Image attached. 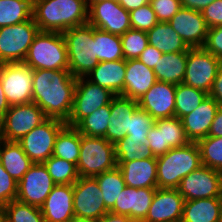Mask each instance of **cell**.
I'll return each instance as SVG.
<instances>
[{"label": "cell", "mask_w": 222, "mask_h": 222, "mask_svg": "<svg viewBox=\"0 0 222 222\" xmlns=\"http://www.w3.org/2000/svg\"><path fill=\"white\" fill-rule=\"evenodd\" d=\"M220 222H222V209H221V214H220Z\"/></svg>", "instance_id": "61"}, {"label": "cell", "mask_w": 222, "mask_h": 222, "mask_svg": "<svg viewBox=\"0 0 222 222\" xmlns=\"http://www.w3.org/2000/svg\"><path fill=\"white\" fill-rule=\"evenodd\" d=\"M96 222H134L129 216L113 214L107 212L103 217H101Z\"/></svg>", "instance_id": "54"}, {"label": "cell", "mask_w": 222, "mask_h": 222, "mask_svg": "<svg viewBox=\"0 0 222 222\" xmlns=\"http://www.w3.org/2000/svg\"><path fill=\"white\" fill-rule=\"evenodd\" d=\"M208 136L222 137V106L216 112Z\"/></svg>", "instance_id": "52"}, {"label": "cell", "mask_w": 222, "mask_h": 222, "mask_svg": "<svg viewBox=\"0 0 222 222\" xmlns=\"http://www.w3.org/2000/svg\"><path fill=\"white\" fill-rule=\"evenodd\" d=\"M0 162L17 183L33 164L18 142L5 140L0 143Z\"/></svg>", "instance_id": "28"}, {"label": "cell", "mask_w": 222, "mask_h": 222, "mask_svg": "<svg viewBox=\"0 0 222 222\" xmlns=\"http://www.w3.org/2000/svg\"><path fill=\"white\" fill-rule=\"evenodd\" d=\"M66 125L61 120L47 118L18 143L33 163H44L52 156L56 137Z\"/></svg>", "instance_id": "11"}, {"label": "cell", "mask_w": 222, "mask_h": 222, "mask_svg": "<svg viewBox=\"0 0 222 222\" xmlns=\"http://www.w3.org/2000/svg\"><path fill=\"white\" fill-rule=\"evenodd\" d=\"M168 23L189 48L204 47L208 27L201 11L181 8Z\"/></svg>", "instance_id": "17"}, {"label": "cell", "mask_w": 222, "mask_h": 222, "mask_svg": "<svg viewBox=\"0 0 222 222\" xmlns=\"http://www.w3.org/2000/svg\"><path fill=\"white\" fill-rule=\"evenodd\" d=\"M23 63L33 70L69 69L67 48L62 33L39 31Z\"/></svg>", "instance_id": "5"}, {"label": "cell", "mask_w": 222, "mask_h": 222, "mask_svg": "<svg viewBox=\"0 0 222 222\" xmlns=\"http://www.w3.org/2000/svg\"><path fill=\"white\" fill-rule=\"evenodd\" d=\"M39 31L33 17L15 25L0 27V64L23 62Z\"/></svg>", "instance_id": "7"}, {"label": "cell", "mask_w": 222, "mask_h": 222, "mask_svg": "<svg viewBox=\"0 0 222 222\" xmlns=\"http://www.w3.org/2000/svg\"><path fill=\"white\" fill-rule=\"evenodd\" d=\"M104 1V0H85L87 7H89L91 4Z\"/></svg>", "instance_id": "59"}, {"label": "cell", "mask_w": 222, "mask_h": 222, "mask_svg": "<svg viewBox=\"0 0 222 222\" xmlns=\"http://www.w3.org/2000/svg\"><path fill=\"white\" fill-rule=\"evenodd\" d=\"M126 60L99 62L94 69L85 76L90 82L109 89L115 95H121L124 89Z\"/></svg>", "instance_id": "26"}, {"label": "cell", "mask_w": 222, "mask_h": 222, "mask_svg": "<svg viewBox=\"0 0 222 222\" xmlns=\"http://www.w3.org/2000/svg\"><path fill=\"white\" fill-rule=\"evenodd\" d=\"M221 65L222 61L204 47L189 48L182 83L209 94Z\"/></svg>", "instance_id": "8"}, {"label": "cell", "mask_w": 222, "mask_h": 222, "mask_svg": "<svg viewBox=\"0 0 222 222\" xmlns=\"http://www.w3.org/2000/svg\"><path fill=\"white\" fill-rule=\"evenodd\" d=\"M129 13L130 24L133 29L147 32L159 22L150 3L131 10Z\"/></svg>", "instance_id": "44"}, {"label": "cell", "mask_w": 222, "mask_h": 222, "mask_svg": "<svg viewBox=\"0 0 222 222\" xmlns=\"http://www.w3.org/2000/svg\"><path fill=\"white\" fill-rule=\"evenodd\" d=\"M81 134L75 127L66 125L57 135L53 156L77 165L80 154Z\"/></svg>", "instance_id": "31"}, {"label": "cell", "mask_w": 222, "mask_h": 222, "mask_svg": "<svg viewBox=\"0 0 222 222\" xmlns=\"http://www.w3.org/2000/svg\"><path fill=\"white\" fill-rule=\"evenodd\" d=\"M146 138L148 139L147 144L153 155L155 157L163 155L162 130H159L155 125H153V127L149 130Z\"/></svg>", "instance_id": "49"}, {"label": "cell", "mask_w": 222, "mask_h": 222, "mask_svg": "<svg viewBox=\"0 0 222 222\" xmlns=\"http://www.w3.org/2000/svg\"><path fill=\"white\" fill-rule=\"evenodd\" d=\"M4 221V207L0 205V222Z\"/></svg>", "instance_id": "58"}, {"label": "cell", "mask_w": 222, "mask_h": 222, "mask_svg": "<svg viewBox=\"0 0 222 222\" xmlns=\"http://www.w3.org/2000/svg\"><path fill=\"white\" fill-rule=\"evenodd\" d=\"M5 222H45L41 208L21 203L17 200L10 201L4 206Z\"/></svg>", "instance_id": "41"}, {"label": "cell", "mask_w": 222, "mask_h": 222, "mask_svg": "<svg viewBox=\"0 0 222 222\" xmlns=\"http://www.w3.org/2000/svg\"><path fill=\"white\" fill-rule=\"evenodd\" d=\"M157 187L177 189L180 181L201 164L200 150L196 142L172 148L156 158Z\"/></svg>", "instance_id": "3"}, {"label": "cell", "mask_w": 222, "mask_h": 222, "mask_svg": "<svg viewBox=\"0 0 222 222\" xmlns=\"http://www.w3.org/2000/svg\"><path fill=\"white\" fill-rule=\"evenodd\" d=\"M94 43L99 62L124 59L120 36L94 27Z\"/></svg>", "instance_id": "34"}, {"label": "cell", "mask_w": 222, "mask_h": 222, "mask_svg": "<svg viewBox=\"0 0 222 222\" xmlns=\"http://www.w3.org/2000/svg\"><path fill=\"white\" fill-rule=\"evenodd\" d=\"M95 178L102 192L105 207L110 211L114 207L117 197L120 196L122 189L126 186L123 174L117 166L110 171H105L100 175L95 176Z\"/></svg>", "instance_id": "33"}, {"label": "cell", "mask_w": 222, "mask_h": 222, "mask_svg": "<svg viewBox=\"0 0 222 222\" xmlns=\"http://www.w3.org/2000/svg\"><path fill=\"white\" fill-rule=\"evenodd\" d=\"M111 115L110 104L100 107L92 114L82 118L74 127L80 134L90 137H103L106 134Z\"/></svg>", "instance_id": "37"}, {"label": "cell", "mask_w": 222, "mask_h": 222, "mask_svg": "<svg viewBox=\"0 0 222 222\" xmlns=\"http://www.w3.org/2000/svg\"><path fill=\"white\" fill-rule=\"evenodd\" d=\"M117 162H129L137 159L157 158L153 155L148 144L127 137L114 144Z\"/></svg>", "instance_id": "39"}, {"label": "cell", "mask_w": 222, "mask_h": 222, "mask_svg": "<svg viewBox=\"0 0 222 222\" xmlns=\"http://www.w3.org/2000/svg\"><path fill=\"white\" fill-rule=\"evenodd\" d=\"M182 8L202 11L215 0H180Z\"/></svg>", "instance_id": "53"}, {"label": "cell", "mask_w": 222, "mask_h": 222, "mask_svg": "<svg viewBox=\"0 0 222 222\" xmlns=\"http://www.w3.org/2000/svg\"><path fill=\"white\" fill-rule=\"evenodd\" d=\"M117 167L114 144L103 137L81 134L77 170L80 177H95Z\"/></svg>", "instance_id": "6"}, {"label": "cell", "mask_w": 222, "mask_h": 222, "mask_svg": "<svg viewBox=\"0 0 222 222\" xmlns=\"http://www.w3.org/2000/svg\"><path fill=\"white\" fill-rule=\"evenodd\" d=\"M88 23L102 31L122 36L130 30V13L118 0H104L88 7Z\"/></svg>", "instance_id": "14"}, {"label": "cell", "mask_w": 222, "mask_h": 222, "mask_svg": "<svg viewBox=\"0 0 222 222\" xmlns=\"http://www.w3.org/2000/svg\"><path fill=\"white\" fill-rule=\"evenodd\" d=\"M10 105L7 102L3 87H2V82L0 79V118L2 119L5 116V113L9 110Z\"/></svg>", "instance_id": "56"}, {"label": "cell", "mask_w": 222, "mask_h": 222, "mask_svg": "<svg viewBox=\"0 0 222 222\" xmlns=\"http://www.w3.org/2000/svg\"><path fill=\"white\" fill-rule=\"evenodd\" d=\"M68 54L69 71L85 77L99 63L94 43V27L89 23L72 27L62 33Z\"/></svg>", "instance_id": "4"}, {"label": "cell", "mask_w": 222, "mask_h": 222, "mask_svg": "<svg viewBox=\"0 0 222 222\" xmlns=\"http://www.w3.org/2000/svg\"><path fill=\"white\" fill-rule=\"evenodd\" d=\"M176 85L157 81L138 100V106L148 112L155 120L175 116Z\"/></svg>", "instance_id": "20"}, {"label": "cell", "mask_w": 222, "mask_h": 222, "mask_svg": "<svg viewBox=\"0 0 222 222\" xmlns=\"http://www.w3.org/2000/svg\"><path fill=\"white\" fill-rule=\"evenodd\" d=\"M184 201L177 189L156 188L148 214L142 222H181Z\"/></svg>", "instance_id": "19"}, {"label": "cell", "mask_w": 222, "mask_h": 222, "mask_svg": "<svg viewBox=\"0 0 222 222\" xmlns=\"http://www.w3.org/2000/svg\"><path fill=\"white\" fill-rule=\"evenodd\" d=\"M159 22L169 20L182 8L180 0H149Z\"/></svg>", "instance_id": "45"}, {"label": "cell", "mask_w": 222, "mask_h": 222, "mask_svg": "<svg viewBox=\"0 0 222 222\" xmlns=\"http://www.w3.org/2000/svg\"><path fill=\"white\" fill-rule=\"evenodd\" d=\"M114 96L109 89L96 85L85 77L77 78L73 107L66 124L74 127L82 118L110 104Z\"/></svg>", "instance_id": "10"}, {"label": "cell", "mask_w": 222, "mask_h": 222, "mask_svg": "<svg viewBox=\"0 0 222 222\" xmlns=\"http://www.w3.org/2000/svg\"><path fill=\"white\" fill-rule=\"evenodd\" d=\"M154 125L162 130L163 155L172 148L185 146L190 142L186 137L181 119L175 116L156 119Z\"/></svg>", "instance_id": "32"}, {"label": "cell", "mask_w": 222, "mask_h": 222, "mask_svg": "<svg viewBox=\"0 0 222 222\" xmlns=\"http://www.w3.org/2000/svg\"><path fill=\"white\" fill-rule=\"evenodd\" d=\"M222 197L184 201L181 222H220Z\"/></svg>", "instance_id": "27"}, {"label": "cell", "mask_w": 222, "mask_h": 222, "mask_svg": "<svg viewBox=\"0 0 222 222\" xmlns=\"http://www.w3.org/2000/svg\"><path fill=\"white\" fill-rule=\"evenodd\" d=\"M76 80L69 69L33 70L32 102L43 110L47 118L66 123L73 107Z\"/></svg>", "instance_id": "1"}, {"label": "cell", "mask_w": 222, "mask_h": 222, "mask_svg": "<svg viewBox=\"0 0 222 222\" xmlns=\"http://www.w3.org/2000/svg\"><path fill=\"white\" fill-rule=\"evenodd\" d=\"M155 119L145 110L138 107L131 116L129 124V139L140 140L141 144H147V135L153 127Z\"/></svg>", "instance_id": "43"}, {"label": "cell", "mask_w": 222, "mask_h": 222, "mask_svg": "<svg viewBox=\"0 0 222 222\" xmlns=\"http://www.w3.org/2000/svg\"><path fill=\"white\" fill-rule=\"evenodd\" d=\"M118 2L125 10L130 12L149 3V0H118Z\"/></svg>", "instance_id": "55"}, {"label": "cell", "mask_w": 222, "mask_h": 222, "mask_svg": "<svg viewBox=\"0 0 222 222\" xmlns=\"http://www.w3.org/2000/svg\"><path fill=\"white\" fill-rule=\"evenodd\" d=\"M155 191L156 188L125 186L109 212L129 216L134 222H142L148 214Z\"/></svg>", "instance_id": "18"}, {"label": "cell", "mask_w": 222, "mask_h": 222, "mask_svg": "<svg viewBox=\"0 0 222 222\" xmlns=\"http://www.w3.org/2000/svg\"><path fill=\"white\" fill-rule=\"evenodd\" d=\"M148 44L164 53L188 52L189 47L168 22H158L147 31Z\"/></svg>", "instance_id": "30"}, {"label": "cell", "mask_w": 222, "mask_h": 222, "mask_svg": "<svg viewBox=\"0 0 222 222\" xmlns=\"http://www.w3.org/2000/svg\"><path fill=\"white\" fill-rule=\"evenodd\" d=\"M157 82L153 69L138 59L126 60L122 96L138 101Z\"/></svg>", "instance_id": "24"}, {"label": "cell", "mask_w": 222, "mask_h": 222, "mask_svg": "<svg viewBox=\"0 0 222 222\" xmlns=\"http://www.w3.org/2000/svg\"><path fill=\"white\" fill-rule=\"evenodd\" d=\"M204 48L222 61V26L208 28Z\"/></svg>", "instance_id": "47"}, {"label": "cell", "mask_w": 222, "mask_h": 222, "mask_svg": "<svg viewBox=\"0 0 222 222\" xmlns=\"http://www.w3.org/2000/svg\"><path fill=\"white\" fill-rule=\"evenodd\" d=\"M209 94L180 83L176 85L175 93V117L181 119L193 112L206 99Z\"/></svg>", "instance_id": "36"}, {"label": "cell", "mask_w": 222, "mask_h": 222, "mask_svg": "<svg viewBox=\"0 0 222 222\" xmlns=\"http://www.w3.org/2000/svg\"><path fill=\"white\" fill-rule=\"evenodd\" d=\"M3 141L2 137V127H1V118H0V143Z\"/></svg>", "instance_id": "60"}, {"label": "cell", "mask_w": 222, "mask_h": 222, "mask_svg": "<svg viewBox=\"0 0 222 222\" xmlns=\"http://www.w3.org/2000/svg\"><path fill=\"white\" fill-rule=\"evenodd\" d=\"M209 96L222 106V65L218 69Z\"/></svg>", "instance_id": "51"}, {"label": "cell", "mask_w": 222, "mask_h": 222, "mask_svg": "<svg viewBox=\"0 0 222 222\" xmlns=\"http://www.w3.org/2000/svg\"><path fill=\"white\" fill-rule=\"evenodd\" d=\"M177 190L185 201L222 197V172L202 165L185 176Z\"/></svg>", "instance_id": "16"}, {"label": "cell", "mask_w": 222, "mask_h": 222, "mask_svg": "<svg viewBox=\"0 0 222 222\" xmlns=\"http://www.w3.org/2000/svg\"><path fill=\"white\" fill-rule=\"evenodd\" d=\"M18 183L6 172L0 162V205L16 200Z\"/></svg>", "instance_id": "46"}, {"label": "cell", "mask_w": 222, "mask_h": 222, "mask_svg": "<svg viewBox=\"0 0 222 222\" xmlns=\"http://www.w3.org/2000/svg\"><path fill=\"white\" fill-rule=\"evenodd\" d=\"M162 55L163 53L161 51H158L154 46L148 44L146 49L140 54L138 60L143 62L147 67L154 69Z\"/></svg>", "instance_id": "50"}, {"label": "cell", "mask_w": 222, "mask_h": 222, "mask_svg": "<svg viewBox=\"0 0 222 222\" xmlns=\"http://www.w3.org/2000/svg\"><path fill=\"white\" fill-rule=\"evenodd\" d=\"M138 101L122 95H115L110 103V122L104 138L116 144L129 134L130 119L138 108Z\"/></svg>", "instance_id": "21"}, {"label": "cell", "mask_w": 222, "mask_h": 222, "mask_svg": "<svg viewBox=\"0 0 222 222\" xmlns=\"http://www.w3.org/2000/svg\"><path fill=\"white\" fill-rule=\"evenodd\" d=\"M46 119L43 110L34 102L10 106L1 119L3 140L18 142Z\"/></svg>", "instance_id": "12"}, {"label": "cell", "mask_w": 222, "mask_h": 222, "mask_svg": "<svg viewBox=\"0 0 222 222\" xmlns=\"http://www.w3.org/2000/svg\"><path fill=\"white\" fill-rule=\"evenodd\" d=\"M196 143L200 150L201 164L222 172V137L207 136Z\"/></svg>", "instance_id": "40"}, {"label": "cell", "mask_w": 222, "mask_h": 222, "mask_svg": "<svg viewBox=\"0 0 222 222\" xmlns=\"http://www.w3.org/2000/svg\"><path fill=\"white\" fill-rule=\"evenodd\" d=\"M117 166L123 174L126 186L134 188H158L156 158L117 162Z\"/></svg>", "instance_id": "25"}, {"label": "cell", "mask_w": 222, "mask_h": 222, "mask_svg": "<svg viewBox=\"0 0 222 222\" xmlns=\"http://www.w3.org/2000/svg\"><path fill=\"white\" fill-rule=\"evenodd\" d=\"M70 222H96V221H93V220H85V219H81V218L74 217Z\"/></svg>", "instance_id": "57"}, {"label": "cell", "mask_w": 222, "mask_h": 222, "mask_svg": "<svg viewBox=\"0 0 222 222\" xmlns=\"http://www.w3.org/2000/svg\"><path fill=\"white\" fill-rule=\"evenodd\" d=\"M120 37L125 60L138 59L148 45V36L145 31L131 28Z\"/></svg>", "instance_id": "42"}, {"label": "cell", "mask_w": 222, "mask_h": 222, "mask_svg": "<svg viewBox=\"0 0 222 222\" xmlns=\"http://www.w3.org/2000/svg\"><path fill=\"white\" fill-rule=\"evenodd\" d=\"M74 216L97 221L109 212L95 177H79L73 184Z\"/></svg>", "instance_id": "13"}, {"label": "cell", "mask_w": 222, "mask_h": 222, "mask_svg": "<svg viewBox=\"0 0 222 222\" xmlns=\"http://www.w3.org/2000/svg\"><path fill=\"white\" fill-rule=\"evenodd\" d=\"M55 185L44 163H33L18 182L16 200L41 208Z\"/></svg>", "instance_id": "15"}, {"label": "cell", "mask_w": 222, "mask_h": 222, "mask_svg": "<svg viewBox=\"0 0 222 222\" xmlns=\"http://www.w3.org/2000/svg\"><path fill=\"white\" fill-rule=\"evenodd\" d=\"M45 222L71 221L74 216L73 184H56L41 207Z\"/></svg>", "instance_id": "22"}, {"label": "cell", "mask_w": 222, "mask_h": 222, "mask_svg": "<svg viewBox=\"0 0 222 222\" xmlns=\"http://www.w3.org/2000/svg\"><path fill=\"white\" fill-rule=\"evenodd\" d=\"M32 17L40 31L58 32L88 23L85 0H32Z\"/></svg>", "instance_id": "2"}, {"label": "cell", "mask_w": 222, "mask_h": 222, "mask_svg": "<svg viewBox=\"0 0 222 222\" xmlns=\"http://www.w3.org/2000/svg\"><path fill=\"white\" fill-rule=\"evenodd\" d=\"M220 105L209 95L193 112L181 118L186 137L197 142L207 137Z\"/></svg>", "instance_id": "23"}, {"label": "cell", "mask_w": 222, "mask_h": 222, "mask_svg": "<svg viewBox=\"0 0 222 222\" xmlns=\"http://www.w3.org/2000/svg\"><path fill=\"white\" fill-rule=\"evenodd\" d=\"M188 52L164 53L153 71L157 81L178 85L183 82Z\"/></svg>", "instance_id": "29"}, {"label": "cell", "mask_w": 222, "mask_h": 222, "mask_svg": "<svg viewBox=\"0 0 222 222\" xmlns=\"http://www.w3.org/2000/svg\"><path fill=\"white\" fill-rule=\"evenodd\" d=\"M44 165L55 184H74L80 177L76 164L53 155Z\"/></svg>", "instance_id": "38"}, {"label": "cell", "mask_w": 222, "mask_h": 222, "mask_svg": "<svg viewBox=\"0 0 222 222\" xmlns=\"http://www.w3.org/2000/svg\"><path fill=\"white\" fill-rule=\"evenodd\" d=\"M201 14L208 28L222 26V0H215Z\"/></svg>", "instance_id": "48"}, {"label": "cell", "mask_w": 222, "mask_h": 222, "mask_svg": "<svg viewBox=\"0 0 222 222\" xmlns=\"http://www.w3.org/2000/svg\"><path fill=\"white\" fill-rule=\"evenodd\" d=\"M0 79L10 106L32 102L33 69L20 63L0 64Z\"/></svg>", "instance_id": "9"}, {"label": "cell", "mask_w": 222, "mask_h": 222, "mask_svg": "<svg viewBox=\"0 0 222 222\" xmlns=\"http://www.w3.org/2000/svg\"><path fill=\"white\" fill-rule=\"evenodd\" d=\"M32 12V0H0V27L27 21Z\"/></svg>", "instance_id": "35"}]
</instances>
